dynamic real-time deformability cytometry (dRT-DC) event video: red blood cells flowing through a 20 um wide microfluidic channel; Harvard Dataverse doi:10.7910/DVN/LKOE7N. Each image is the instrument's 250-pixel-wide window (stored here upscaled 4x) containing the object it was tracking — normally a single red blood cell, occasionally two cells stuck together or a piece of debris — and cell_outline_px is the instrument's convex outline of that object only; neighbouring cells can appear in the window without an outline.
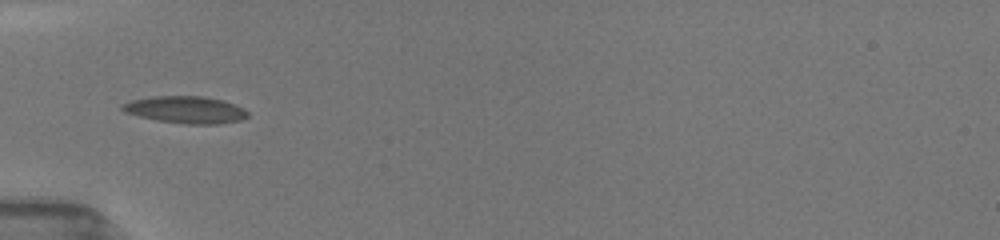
{"species": "common noctule bat (a hibernating species)", "species_latin": "Nyctalus noctula", "temperature_condition": "room temperature", "stored_images_in_passage": 9, "camera_frame_rate_fps": 3000, "um_per_image_px": 0.085, "animal": {"sex": "female", "body_mass_g": 19.5, "forearm_length_mm": 54.1}, "frame": {"image": 1, "passage_image": 1, "time_ms": 0.0, "image_size_px": [1000, 240], "cell_outline_px": [[248, 116], [240, 120], [220, 124], [184, 124], [156, 120], [124, 112], [120, 108], [120, 104], [132, 100], [152, 96], [204, 96], [224, 100], [244, 108], [248, 112]], "centroid_in_image_um": [15.78, 9.32], "position_along_channel_um": 69.2, "area_um2": 19.94}}
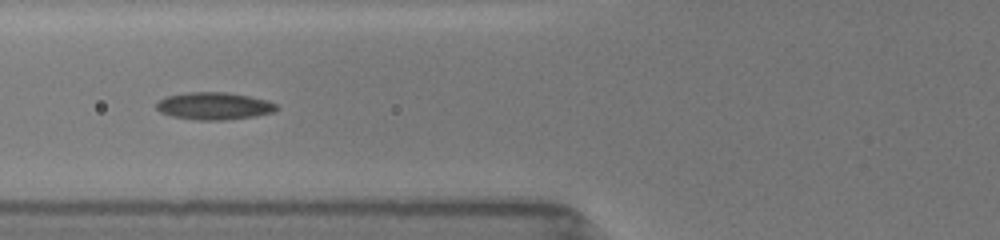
{"frame": {"image": 2, "passage_image": 8, "time_ms": 1.0, "image_size_px": [1000, 240], "cell_outline_px": [[280, 108], [276, 112], [256, 116], [224, 120], [196, 120], [172, 116], [160, 112], [156, 108], [156, 104], [164, 96], [188, 92], [228, 92], [268, 100], [276, 104]], "centroid_in_image_um": [18.22, 9.01], "position_along_channel_um": 107.6, "area_um2": 19.36}}